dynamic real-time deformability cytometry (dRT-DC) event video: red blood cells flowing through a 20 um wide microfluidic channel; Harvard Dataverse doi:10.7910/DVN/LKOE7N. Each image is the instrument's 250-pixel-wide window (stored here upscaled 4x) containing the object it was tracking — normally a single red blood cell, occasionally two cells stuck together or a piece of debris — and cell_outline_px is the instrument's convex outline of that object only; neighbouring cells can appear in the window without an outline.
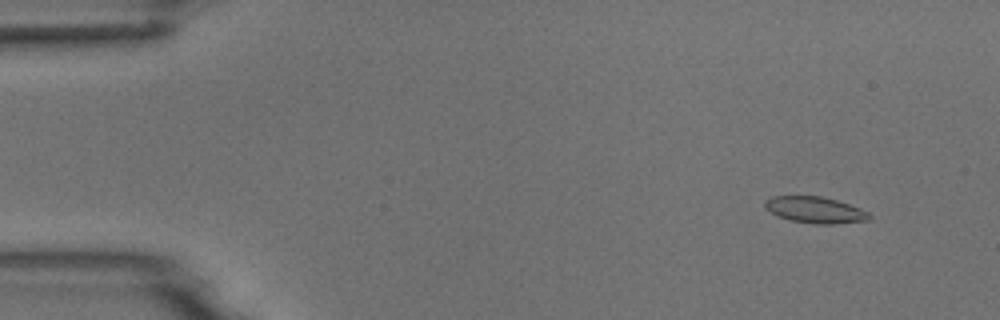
{"species": "common noctule bat (a hibernating species)", "species_latin": "Nyctalus noctula", "temperature_condition": "room temperature", "stored_images_in_passage": 5, "segment_of_instrument_passage": [1, 2], "camera_frame_rate_fps": 3000, "um_per_image_px": 0.085, "animal": {"sex": "male", "body_mass_g": 18.8}, "frame": {"image": 1, "passage_image": 1, "time_ms": 0.0, "image_size_px": [1000, 320], "cell_outline_px": [[872, 216], [868, 220], [832, 224], [816, 224], [788, 220], [776, 216], [764, 208], [764, 200], [772, 196], [820, 196], [836, 200], [860, 208], [868, 212]], "centroid_in_image_um": [69.23, 17.84], "position_along_channel_um": 15.8, "area_um2": 16.13}}